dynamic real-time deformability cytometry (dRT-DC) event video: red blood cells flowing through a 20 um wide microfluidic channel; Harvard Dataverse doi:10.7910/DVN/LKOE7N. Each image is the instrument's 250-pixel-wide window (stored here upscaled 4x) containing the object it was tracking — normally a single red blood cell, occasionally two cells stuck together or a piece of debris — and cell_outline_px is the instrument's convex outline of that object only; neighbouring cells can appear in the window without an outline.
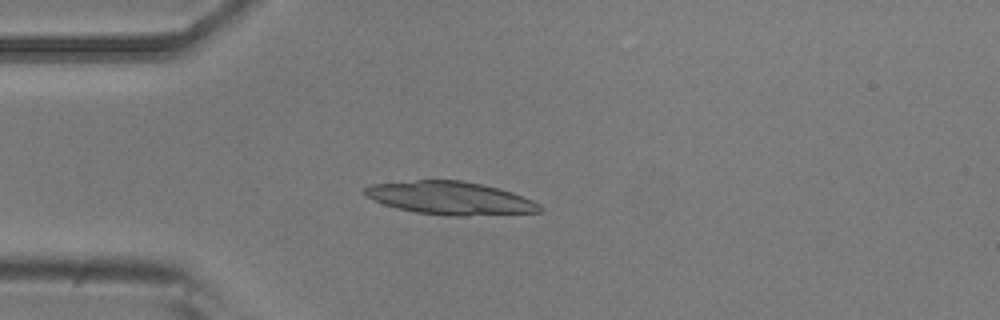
{"species": "common noctule bat (a hibernating species)", "species_latin": "Nyctalus noctula", "temperature_condition": "room temperature", "stored_images_in_passage": 3, "camera_frame_rate_fps": 3000, "um_per_image_px": 0.085, "animal": {"sex": "male", "body_mass_g": 20.5, "forearm_length_mm": 52.5}, "frame": {"image": 1, "passage_image": 2, "time_ms": 0.333, "image_size_px": [1000, 320], "cell_outline_px": [[544, 212], [468, 216], [444, 216], [416, 212], [384, 204], [364, 196], [364, 188], [372, 184], [416, 180], [460, 180], [500, 188], [524, 196], [540, 204], [544, 208]], "centroid_in_image_um": [38.33, 16.85], "position_along_channel_um": 46.7, "area_um2": 33.87}}